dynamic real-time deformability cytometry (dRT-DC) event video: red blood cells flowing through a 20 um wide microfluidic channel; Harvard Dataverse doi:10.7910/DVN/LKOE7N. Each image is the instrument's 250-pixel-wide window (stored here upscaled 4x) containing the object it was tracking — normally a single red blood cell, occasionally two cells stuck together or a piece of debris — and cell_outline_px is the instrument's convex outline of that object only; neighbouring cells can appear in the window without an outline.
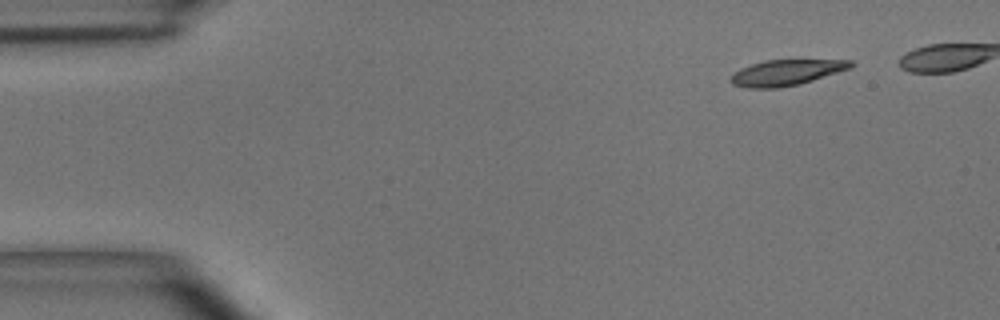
{"species": "common noctule bat (a hibernating species)", "species_latin": "Nyctalus noctula", "temperature_condition": "room temperature", "stored_images_in_passage": 7, "camera_frame_rate_fps": 3000, "um_per_image_px": 0.085, "animal": {"sex": "male", "body_mass_g": 15.6}, "frame": {"image": 1, "passage_image": 1, "time_ms": 0.0, "image_size_px": [1000, 320], "cell_outline_px": [[856, 64], [852, 68], [800, 84], [780, 88], [748, 88], [732, 84], [732, 76], [740, 68], [764, 60], [852, 60]], "centroid_in_image_um": [66.89, 6.16], "position_along_channel_um": 18.1, "area_um2": 17.98}}